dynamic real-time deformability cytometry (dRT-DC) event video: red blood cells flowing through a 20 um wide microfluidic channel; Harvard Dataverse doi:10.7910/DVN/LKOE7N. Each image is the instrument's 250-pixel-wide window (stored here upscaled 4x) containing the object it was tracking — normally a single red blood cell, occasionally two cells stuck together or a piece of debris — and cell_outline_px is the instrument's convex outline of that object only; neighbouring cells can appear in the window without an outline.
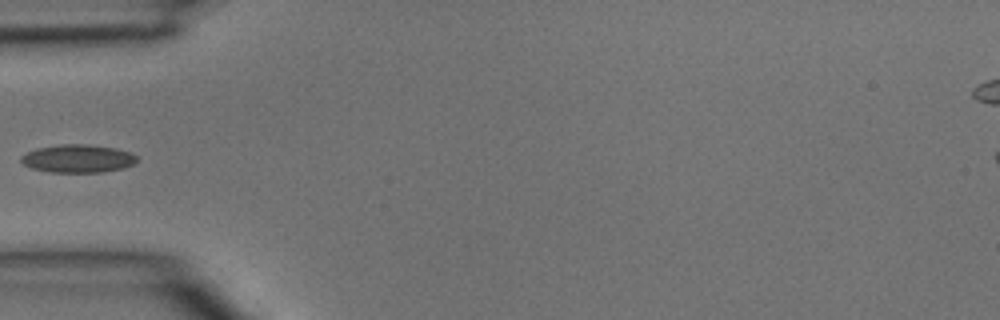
{"species": "common noctule bat (a hibernating species)", "species_latin": "Nyctalus noctula", "temperature_condition": "room temperature", "stored_images_in_passage": 4, "camera_frame_rate_fps": 3000, "um_per_image_px": 0.085, "animal": {"sex": "male", "body_mass_g": 15.6}, "frame": {"image": 1, "passage_image": 4, "time_ms": 1.0, "image_size_px": [1000, 320], "cell_outline_px": [[136, 160], [132, 164], [124, 168], [104, 172], [52, 172], [32, 168], [24, 164], [20, 160], [20, 156], [36, 148], [60, 144], [88, 144], [116, 148], [132, 152], [136, 156]], "centroid_in_image_um": [6.63, 13.47], "position_along_channel_um": 78.4, "area_um2": 18.96}}